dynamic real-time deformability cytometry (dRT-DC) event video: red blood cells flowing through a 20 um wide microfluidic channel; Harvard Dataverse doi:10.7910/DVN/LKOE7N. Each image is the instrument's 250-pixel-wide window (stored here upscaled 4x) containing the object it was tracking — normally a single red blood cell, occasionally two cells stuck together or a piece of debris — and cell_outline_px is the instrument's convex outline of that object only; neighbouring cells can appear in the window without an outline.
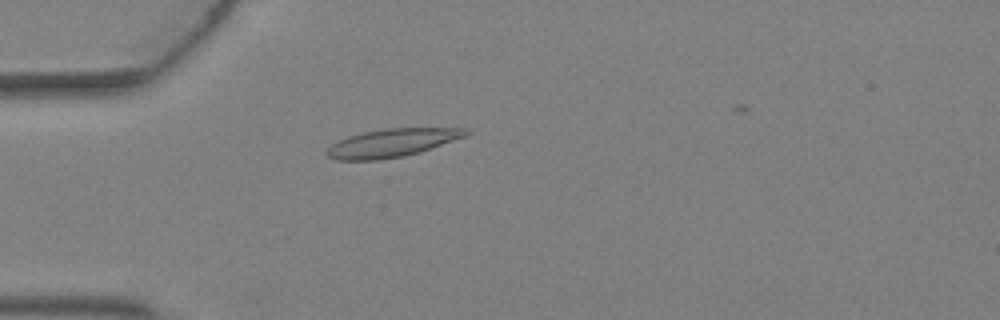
{"species": "Egyptian fruit bat (a non-hibernating species)", "species_latin": "Rousettus aegyptiacus", "temperature_condition": "warm", "stored_images_in_passage": 3, "camera_frame_rate_fps": 3000, "um_per_image_px": 0.085, "animal": {"sex": "female"}, "frame": {"image": 1, "passage_image": 3, "time_ms": 0.667, "image_size_px": [1000, 320], "cell_outline_px": [[468, 132], [464, 136], [420, 152], [404, 156], [376, 160], [336, 160], [328, 156], [324, 152], [332, 144], [340, 140], [364, 132], [384, 128], [464, 128]], "centroid_in_image_um": [33.27, 12.15], "position_along_channel_um": 51.7, "area_um2": 22.37}}